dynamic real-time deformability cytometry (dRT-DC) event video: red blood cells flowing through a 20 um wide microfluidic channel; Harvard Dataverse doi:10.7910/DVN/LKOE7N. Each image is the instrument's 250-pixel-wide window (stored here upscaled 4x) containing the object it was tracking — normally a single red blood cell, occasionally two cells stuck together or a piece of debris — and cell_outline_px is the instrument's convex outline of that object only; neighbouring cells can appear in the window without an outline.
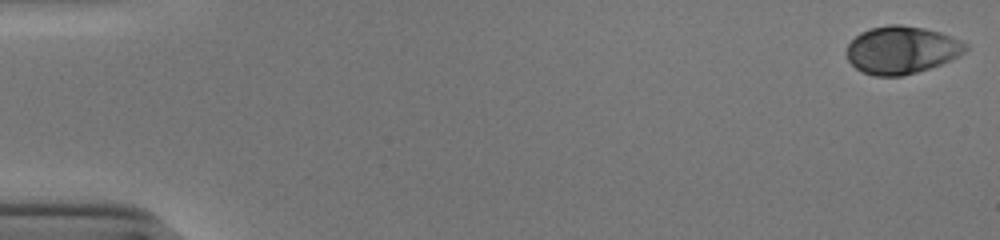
{"species": "human", "species_latin": "Homo sapiens", "temperature_condition": "cold", "stored_images_in_passage": 53, "camera_frame_rate_fps": 3000, "um_per_image_px": 0.085, "donor": {"sex": "male"}, "frame": {"image": 1, "passage_image": 1, "time_ms": 0.0, "image_size_px": [1000, 240], "cell_outline_px": [[968, 48], [964, 52], [940, 64], [916, 72], [900, 76], [876, 76], [864, 72], [856, 68], [848, 60], [848, 44], [860, 32], [872, 28], [888, 24], [900, 24], [924, 28], [940, 32], [960, 40], [968, 44]], "centroid_in_image_um": [76.63, 4.23], "position_along_channel_um": 8.4, "area_um2": 32.6}}
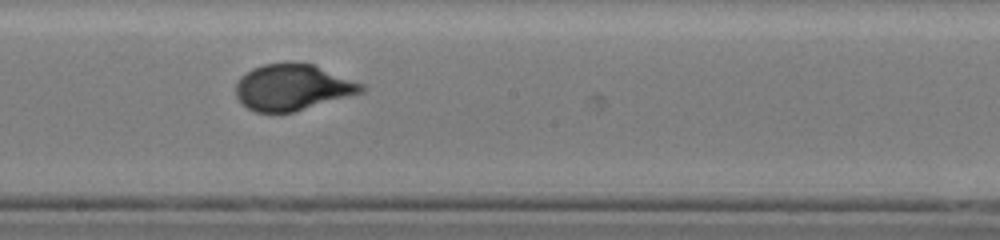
{"frame": {"image": 2, "passage_image": 30, "time_ms": 9.667, "image_size_px": [1000, 240], "cell_outline_px": [[368, 88], [364, 92], [292, 112], [256, 112], [248, 108], [236, 96], [236, 84], [240, 76], [244, 72], [252, 68], [264, 64], [312, 64], [364, 84]], "centroid_in_image_um": [24.87, 7.43], "position_along_channel_um": 223.3, "area_um2": 33.29}}
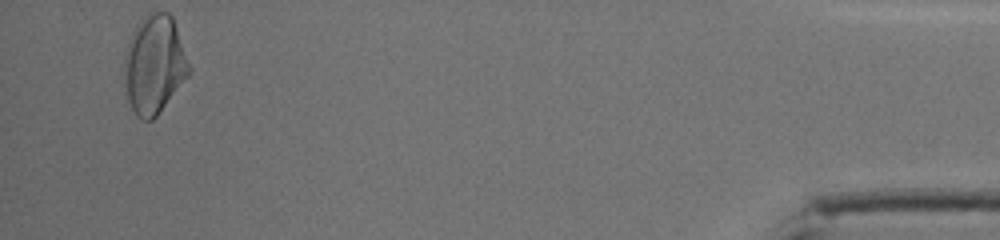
{"frame": {"image": 3, "passage_image": 51, "time_ms": 16.667, "image_size_px": [1000, 240], "cell_outline_px": [[192, 68], [188, 76], [156, 116], [152, 120], [140, 120], [136, 116], [128, 100], [124, 80], [124, 56], [128, 40], [136, 24], [148, 12], [168, 12], [172, 16]], "centroid_in_image_um": [13.11, 5.47], "position_along_channel_um": 422.1, "area_um2": 37.34}, "authors_computed_cell_mechanics": {"area_um2": 33.6396, "velocity_mm_per_s": 3.9128, "shape_relaxation_time_tau1_ms": 4.0154, "shape_relaxation_time_tau2_ms": null, "deformation_change_tau1": 0.1751, "deformation_change_tau2": null}}